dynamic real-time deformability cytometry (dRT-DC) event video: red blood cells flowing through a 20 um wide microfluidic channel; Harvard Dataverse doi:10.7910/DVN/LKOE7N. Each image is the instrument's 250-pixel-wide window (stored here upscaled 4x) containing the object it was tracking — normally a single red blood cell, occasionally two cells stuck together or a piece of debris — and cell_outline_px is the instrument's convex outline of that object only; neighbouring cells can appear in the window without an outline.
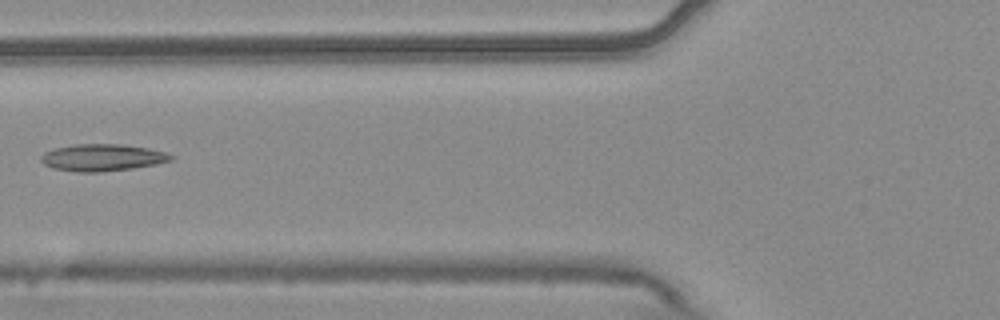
{"species": "common noctule bat (a hibernating species)", "species_latin": "Nyctalus noctula", "temperature_condition": "warm", "stored_images_in_passage": 7, "camera_frame_rate_fps": 3000, "um_per_image_px": 0.085, "animal": {"sex": "male", "body_mass_g": 20.4}, "frame": {"image": 1, "passage_image": 6, "time_ms": 1.667, "image_size_px": [1000, 320], "cell_outline_px": [[176, 156], [172, 160], [156, 164], [132, 168], [100, 172], [76, 172], [52, 168], [44, 164], [40, 160], [40, 156], [44, 152], [56, 148], [76, 144], [124, 144], [148, 148], [164, 152]], "centroid_in_image_um": [8.69, 13.39], "position_along_channel_um": 117.1, "area_um2": 20.46}}
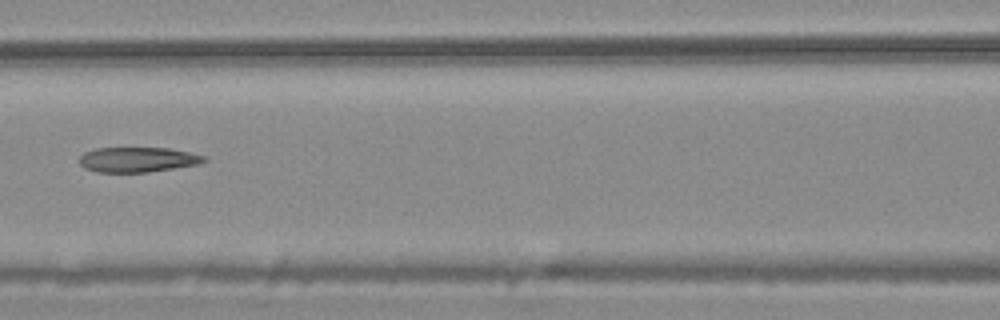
{"frame": {"image": 2, "passage_image": 7, "time_ms": 2.0, "image_size_px": [1000, 320], "cell_outline_px": [[208, 160], [196, 164], [148, 172], [96, 172], [84, 168], [80, 164], [80, 156], [84, 152], [96, 148], [168, 148], [208, 156]], "centroid_in_image_um": [11.68, 13.56], "position_along_channel_um": 154.9, "area_um2": 18.09}}